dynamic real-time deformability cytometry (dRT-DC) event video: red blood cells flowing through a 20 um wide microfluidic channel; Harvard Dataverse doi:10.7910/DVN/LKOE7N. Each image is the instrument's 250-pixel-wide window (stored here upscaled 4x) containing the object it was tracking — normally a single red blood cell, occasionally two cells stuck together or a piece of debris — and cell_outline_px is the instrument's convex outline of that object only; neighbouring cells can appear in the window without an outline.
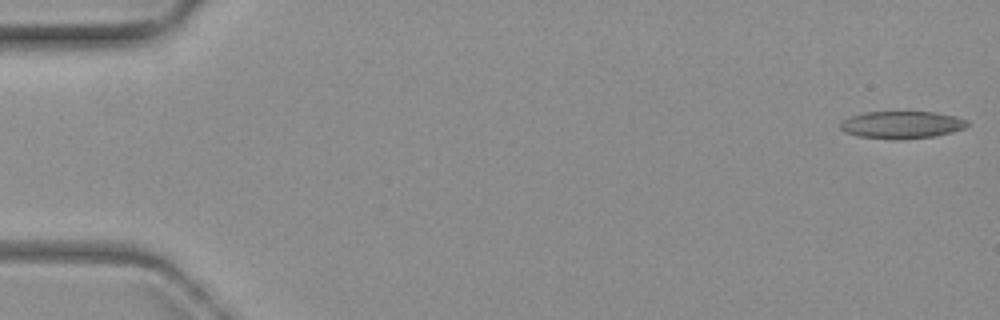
{"species": "common noctule bat (a hibernating species)", "species_latin": "Nyctalus noctula", "temperature_condition": "warm", "stored_images_in_passage": 4, "camera_frame_rate_fps": 3000, "um_per_image_px": 0.085, "animal": {"sex": "female", "body_mass_g": 19.3, "forearm_length_mm": 54.1}, "frame": {"image": 1, "passage_image": 1, "time_ms": 0.0, "image_size_px": [1000, 320], "cell_outline_px": [[972, 124], [964, 128], [952, 132], [936, 136], [900, 140], [856, 136], [844, 132], [840, 128], [840, 124], [844, 120], [852, 116], [864, 112], [936, 112], [956, 116], [968, 120]], "centroid_in_image_um": [76.7, 10.61], "position_along_channel_um": 8.3, "area_um2": 20.46}}